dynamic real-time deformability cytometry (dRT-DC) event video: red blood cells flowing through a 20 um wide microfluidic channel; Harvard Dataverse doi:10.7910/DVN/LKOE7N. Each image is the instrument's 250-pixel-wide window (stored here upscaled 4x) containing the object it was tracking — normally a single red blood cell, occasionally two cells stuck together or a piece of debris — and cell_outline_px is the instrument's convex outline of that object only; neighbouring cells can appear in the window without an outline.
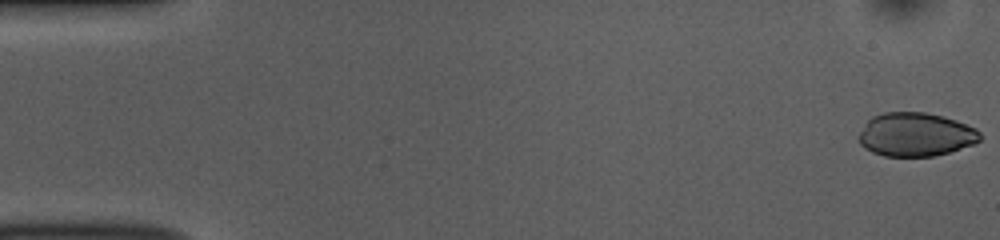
{"species": "common noctule bat (a hibernating species)", "species_latin": "Nyctalus noctula", "temperature_condition": "room temperature", "stored_images_in_passage": 53, "camera_frame_rate_fps": 3000, "um_per_image_px": 0.085, "animal": {"sex": "female", "body_mass_g": 10.0, "forearm_length_mm": 53.1}, "frame": {"image": 1, "passage_image": 1, "time_ms": 0.0, "image_size_px": [1000, 240], "cell_outline_px": [[980, 140], [976, 144], [948, 152], [932, 156], [884, 156], [872, 152], [864, 148], [860, 144], [860, 132], [864, 124], [872, 116], [884, 112], [924, 112], [944, 116], [956, 120], [976, 128], [980, 132]], "centroid_in_image_um": [77.84, 11.43], "position_along_channel_um": 7.2, "area_um2": 30.92}}